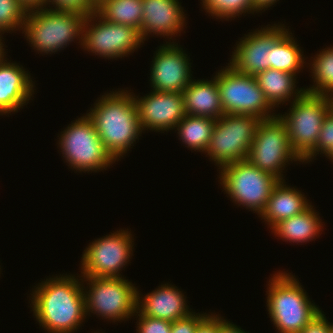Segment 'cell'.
Listing matches in <instances>:
<instances>
[{
  "label": "cell",
  "mask_w": 333,
  "mask_h": 333,
  "mask_svg": "<svg viewBox=\"0 0 333 333\" xmlns=\"http://www.w3.org/2000/svg\"><path fill=\"white\" fill-rule=\"evenodd\" d=\"M77 277L81 278L72 274L50 277L30 293L33 316L48 333L77 332L86 319L84 282Z\"/></svg>",
  "instance_id": "6da1fadb"
},
{
  "label": "cell",
  "mask_w": 333,
  "mask_h": 333,
  "mask_svg": "<svg viewBox=\"0 0 333 333\" xmlns=\"http://www.w3.org/2000/svg\"><path fill=\"white\" fill-rule=\"evenodd\" d=\"M86 113L92 120L104 147L119 161L130 151L143 132L132 92L110 91Z\"/></svg>",
  "instance_id": "7a4b0ae2"
},
{
  "label": "cell",
  "mask_w": 333,
  "mask_h": 333,
  "mask_svg": "<svg viewBox=\"0 0 333 333\" xmlns=\"http://www.w3.org/2000/svg\"><path fill=\"white\" fill-rule=\"evenodd\" d=\"M294 277L278 271L268 281L267 311L279 333H300L321 311Z\"/></svg>",
  "instance_id": "3957f363"
},
{
  "label": "cell",
  "mask_w": 333,
  "mask_h": 333,
  "mask_svg": "<svg viewBox=\"0 0 333 333\" xmlns=\"http://www.w3.org/2000/svg\"><path fill=\"white\" fill-rule=\"evenodd\" d=\"M87 14L43 7L28 10L22 34L38 54H51L75 39L83 45V24Z\"/></svg>",
  "instance_id": "277c9868"
},
{
  "label": "cell",
  "mask_w": 333,
  "mask_h": 333,
  "mask_svg": "<svg viewBox=\"0 0 333 333\" xmlns=\"http://www.w3.org/2000/svg\"><path fill=\"white\" fill-rule=\"evenodd\" d=\"M58 145L71 169L80 172L107 170L115 159L104 147L87 114L69 124L60 134Z\"/></svg>",
  "instance_id": "5b68a950"
},
{
  "label": "cell",
  "mask_w": 333,
  "mask_h": 333,
  "mask_svg": "<svg viewBox=\"0 0 333 333\" xmlns=\"http://www.w3.org/2000/svg\"><path fill=\"white\" fill-rule=\"evenodd\" d=\"M291 104L288 113L277 115L285 123L293 152L302 161L316 146L324 117L333 108V102L332 97L304 92Z\"/></svg>",
  "instance_id": "8992f818"
},
{
  "label": "cell",
  "mask_w": 333,
  "mask_h": 333,
  "mask_svg": "<svg viewBox=\"0 0 333 333\" xmlns=\"http://www.w3.org/2000/svg\"><path fill=\"white\" fill-rule=\"evenodd\" d=\"M81 277L89 286L86 289L83 285L86 316L91 312L114 323L135 316L138 289L131 281L124 277Z\"/></svg>",
  "instance_id": "52a82bcc"
},
{
  "label": "cell",
  "mask_w": 333,
  "mask_h": 333,
  "mask_svg": "<svg viewBox=\"0 0 333 333\" xmlns=\"http://www.w3.org/2000/svg\"><path fill=\"white\" fill-rule=\"evenodd\" d=\"M220 186L232 202L256 212L264 210L273 187L279 180L260 170L247 159L222 166L219 170Z\"/></svg>",
  "instance_id": "ba28073f"
},
{
  "label": "cell",
  "mask_w": 333,
  "mask_h": 333,
  "mask_svg": "<svg viewBox=\"0 0 333 333\" xmlns=\"http://www.w3.org/2000/svg\"><path fill=\"white\" fill-rule=\"evenodd\" d=\"M262 119L254 115L224 114L218 119L205 153L220 169L246 160L251 144Z\"/></svg>",
  "instance_id": "9c48e42d"
},
{
  "label": "cell",
  "mask_w": 333,
  "mask_h": 333,
  "mask_svg": "<svg viewBox=\"0 0 333 333\" xmlns=\"http://www.w3.org/2000/svg\"><path fill=\"white\" fill-rule=\"evenodd\" d=\"M247 160L279 181H285V165L302 162L293 152L285 123L278 115L260 121Z\"/></svg>",
  "instance_id": "30bf717a"
},
{
  "label": "cell",
  "mask_w": 333,
  "mask_h": 333,
  "mask_svg": "<svg viewBox=\"0 0 333 333\" xmlns=\"http://www.w3.org/2000/svg\"><path fill=\"white\" fill-rule=\"evenodd\" d=\"M214 77L217 80L224 114L254 115L260 119L277 115L265 98L255 76L239 73L228 64L216 72Z\"/></svg>",
  "instance_id": "8fae6325"
},
{
  "label": "cell",
  "mask_w": 333,
  "mask_h": 333,
  "mask_svg": "<svg viewBox=\"0 0 333 333\" xmlns=\"http://www.w3.org/2000/svg\"><path fill=\"white\" fill-rule=\"evenodd\" d=\"M142 43L144 41L138 29L108 22L96 12L88 14L84 20L83 49L104 59L126 57L137 50Z\"/></svg>",
  "instance_id": "7c38bea8"
},
{
  "label": "cell",
  "mask_w": 333,
  "mask_h": 333,
  "mask_svg": "<svg viewBox=\"0 0 333 333\" xmlns=\"http://www.w3.org/2000/svg\"><path fill=\"white\" fill-rule=\"evenodd\" d=\"M132 238L128 229H120L88 244L81 257V276L122 278L120 272L133 256Z\"/></svg>",
  "instance_id": "4fadbf2b"
},
{
  "label": "cell",
  "mask_w": 333,
  "mask_h": 333,
  "mask_svg": "<svg viewBox=\"0 0 333 333\" xmlns=\"http://www.w3.org/2000/svg\"><path fill=\"white\" fill-rule=\"evenodd\" d=\"M288 30L284 24L274 23L245 34L235 45L228 64L237 72L250 76L267 70L271 48Z\"/></svg>",
  "instance_id": "5bb4252c"
},
{
  "label": "cell",
  "mask_w": 333,
  "mask_h": 333,
  "mask_svg": "<svg viewBox=\"0 0 333 333\" xmlns=\"http://www.w3.org/2000/svg\"><path fill=\"white\" fill-rule=\"evenodd\" d=\"M190 58L176 42H166L157 49L150 68L153 91L183 92L192 79Z\"/></svg>",
  "instance_id": "9a60e30c"
},
{
  "label": "cell",
  "mask_w": 333,
  "mask_h": 333,
  "mask_svg": "<svg viewBox=\"0 0 333 333\" xmlns=\"http://www.w3.org/2000/svg\"><path fill=\"white\" fill-rule=\"evenodd\" d=\"M151 91L140 98L133 94L142 130L162 133L175 129L186 115L182 93Z\"/></svg>",
  "instance_id": "2e32d148"
},
{
  "label": "cell",
  "mask_w": 333,
  "mask_h": 333,
  "mask_svg": "<svg viewBox=\"0 0 333 333\" xmlns=\"http://www.w3.org/2000/svg\"><path fill=\"white\" fill-rule=\"evenodd\" d=\"M143 18L140 36L145 41L154 34L159 37L180 36L186 24V14L179 0H142ZM185 16V17H184ZM170 36V38H169Z\"/></svg>",
  "instance_id": "e0dca14e"
},
{
  "label": "cell",
  "mask_w": 333,
  "mask_h": 333,
  "mask_svg": "<svg viewBox=\"0 0 333 333\" xmlns=\"http://www.w3.org/2000/svg\"><path fill=\"white\" fill-rule=\"evenodd\" d=\"M24 67L4 60L0 63V115L18 112L34 94V82Z\"/></svg>",
  "instance_id": "ac0fdd59"
},
{
  "label": "cell",
  "mask_w": 333,
  "mask_h": 333,
  "mask_svg": "<svg viewBox=\"0 0 333 333\" xmlns=\"http://www.w3.org/2000/svg\"><path fill=\"white\" fill-rule=\"evenodd\" d=\"M140 295L137 290V310L144 316L173 322L193 313L184 293L172 284H162L143 298Z\"/></svg>",
  "instance_id": "d6986e66"
},
{
  "label": "cell",
  "mask_w": 333,
  "mask_h": 333,
  "mask_svg": "<svg viewBox=\"0 0 333 333\" xmlns=\"http://www.w3.org/2000/svg\"><path fill=\"white\" fill-rule=\"evenodd\" d=\"M285 183L279 181L273 187L267 205L259 215L270 229L282 220L303 213L311 206L309 199L301 191Z\"/></svg>",
  "instance_id": "ffe728a7"
},
{
  "label": "cell",
  "mask_w": 333,
  "mask_h": 333,
  "mask_svg": "<svg viewBox=\"0 0 333 333\" xmlns=\"http://www.w3.org/2000/svg\"><path fill=\"white\" fill-rule=\"evenodd\" d=\"M212 78L209 81L194 79L182 92L186 114L213 119L224 115L217 80Z\"/></svg>",
  "instance_id": "44dd1931"
},
{
  "label": "cell",
  "mask_w": 333,
  "mask_h": 333,
  "mask_svg": "<svg viewBox=\"0 0 333 333\" xmlns=\"http://www.w3.org/2000/svg\"><path fill=\"white\" fill-rule=\"evenodd\" d=\"M311 205L303 213L277 223L271 230L275 237L290 243H307L316 240L323 231V222L319 213Z\"/></svg>",
  "instance_id": "7402d4cb"
},
{
  "label": "cell",
  "mask_w": 333,
  "mask_h": 333,
  "mask_svg": "<svg viewBox=\"0 0 333 333\" xmlns=\"http://www.w3.org/2000/svg\"><path fill=\"white\" fill-rule=\"evenodd\" d=\"M255 77L265 98L273 108L288 101L291 103V99L296 100L305 92L304 87L296 89L295 74L268 68Z\"/></svg>",
  "instance_id": "603a6c76"
},
{
  "label": "cell",
  "mask_w": 333,
  "mask_h": 333,
  "mask_svg": "<svg viewBox=\"0 0 333 333\" xmlns=\"http://www.w3.org/2000/svg\"><path fill=\"white\" fill-rule=\"evenodd\" d=\"M216 119L186 114L185 117L176 125L179 140H182L185 147L197 152H205L210 143L212 131Z\"/></svg>",
  "instance_id": "cb8c5ba5"
},
{
  "label": "cell",
  "mask_w": 333,
  "mask_h": 333,
  "mask_svg": "<svg viewBox=\"0 0 333 333\" xmlns=\"http://www.w3.org/2000/svg\"><path fill=\"white\" fill-rule=\"evenodd\" d=\"M270 52V68L272 69L297 75L306 65L303 51L289 30L273 45Z\"/></svg>",
  "instance_id": "d4e9b609"
},
{
  "label": "cell",
  "mask_w": 333,
  "mask_h": 333,
  "mask_svg": "<svg viewBox=\"0 0 333 333\" xmlns=\"http://www.w3.org/2000/svg\"><path fill=\"white\" fill-rule=\"evenodd\" d=\"M142 8V0H106L95 9V12L108 22L128 25L140 32Z\"/></svg>",
  "instance_id": "484cf974"
},
{
  "label": "cell",
  "mask_w": 333,
  "mask_h": 333,
  "mask_svg": "<svg viewBox=\"0 0 333 333\" xmlns=\"http://www.w3.org/2000/svg\"><path fill=\"white\" fill-rule=\"evenodd\" d=\"M309 64L313 86L306 93L333 97V46L319 51Z\"/></svg>",
  "instance_id": "4316f807"
},
{
  "label": "cell",
  "mask_w": 333,
  "mask_h": 333,
  "mask_svg": "<svg viewBox=\"0 0 333 333\" xmlns=\"http://www.w3.org/2000/svg\"><path fill=\"white\" fill-rule=\"evenodd\" d=\"M206 13L216 19L229 21L232 18H239L240 15L254 14L253 0H201ZM229 19V20H228Z\"/></svg>",
  "instance_id": "83f0119b"
},
{
  "label": "cell",
  "mask_w": 333,
  "mask_h": 333,
  "mask_svg": "<svg viewBox=\"0 0 333 333\" xmlns=\"http://www.w3.org/2000/svg\"><path fill=\"white\" fill-rule=\"evenodd\" d=\"M28 9L18 0H0V31L22 30Z\"/></svg>",
  "instance_id": "f1b7e54d"
},
{
  "label": "cell",
  "mask_w": 333,
  "mask_h": 333,
  "mask_svg": "<svg viewBox=\"0 0 333 333\" xmlns=\"http://www.w3.org/2000/svg\"><path fill=\"white\" fill-rule=\"evenodd\" d=\"M333 150V108L324 117L319 138L314 149L302 160V163H310L317 154L327 156Z\"/></svg>",
  "instance_id": "f546056e"
},
{
  "label": "cell",
  "mask_w": 333,
  "mask_h": 333,
  "mask_svg": "<svg viewBox=\"0 0 333 333\" xmlns=\"http://www.w3.org/2000/svg\"><path fill=\"white\" fill-rule=\"evenodd\" d=\"M135 315L139 317L136 333H171V321L144 316L138 310Z\"/></svg>",
  "instance_id": "4dcf8cb0"
},
{
  "label": "cell",
  "mask_w": 333,
  "mask_h": 333,
  "mask_svg": "<svg viewBox=\"0 0 333 333\" xmlns=\"http://www.w3.org/2000/svg\"><path fill=\"white\" fill-rule=\"evenodd\" d=\"M50 4L53 6H50ZM46 6L54 10L75 11L87 15L95 12L89 0H46Z\"/></svg>",
  "instance_id": "1f68e13d"
},
{
  "label": "cell",
  "mask_w": 333,
  "mask_h": 333,
  "mask_svg": "<svg viewBox=\"0 0 333 333\" xmlns=\"http://www.w3.org/2000/svg\"><path fill=\"white\" fill-rule=\"evenodd\" d=\"M206 315L199 312L172 322L171 333H195L198 322Z\"/></svg>",
  "instance_id": "d6a6232c"
},
{
  "label": "cell",
  "mask_w": 333,
  "mask_h": 333,
  "mask_svg": "<svg viewBox=\"0 0 333 333\" xmlns=\"http://www.w3.org/2000/svg\"><path fill=\"white\" fill-rule=\"evenodd\" d=\"M332 324L322 310L301 330L300 333H331Z\"/></svg>",
  "instance_id": "836d02e7"
},
{
  "label": "cell",
  "mask_w": 333,
  "mask_h": 333,
  "mask_svg": "<svg viewBox=\"0 0 333 333\" xmlns=\"http://www.w3.org/2000/svg\"><path fill=\"white\" fill-rule=\"evenodd\" d=\"M219 315L206 314L197 324L195 333H218Z\"/></svg>",
  "instance_id": "e575fe53"
},
{
  "label": "cell",
  "mask_w": 333,
  "mask_h": 333,
  "mask_svg": "<svg viewBox=\"0 0 333 333\" xmlns=\"http://www.w3.org/2000/svg\"><path fill=\"white\" fill-rule=\"evenodd\" d=\"M218 333H249L244 331L243 329L236 324L224 319L223 317L219 316V327Z\"/></svg>",
  "instance_id": "d590c367"
},
{
  "label": "cell",
  "mask_w": 333,
  "mask_h": 333,
  "mask_svg": "<svg viewBox=\"0 0 333 333\" xmlns=\"http://www.w3.org/2000/svg\"><path fill=\"white\" fill-rule=\"evenodd\" d=\"M279 0H253L254 10L256 13L261 12L262 10L265 11Z\"/></svg>",
  "instance_id": "8d00e7d4"
},
{
  "label": "cell",
  "mask_w": 333,
  "mask_h": 333,
  "mask_svg": "<svg viewBox=\"0 0 333 333\" xmlns=\"http://www.w3.org/2000/svg\"><path fill=\"white\" fill-rule=\"evenodd\" d=\"M28 10L46 7V0H18Z\"/></svg>",
  "instance_id": "74e56055"
},
{
  "label": "cell",
  "mask_w": 333,
  "mask_h": 333,
  "mask_svg": "<svg viewBox=\"0 0 333 333\" xmlns=\"http://www.w3.org/2000/svg\"><path fill=\"white\" fill-rule=\"evenodd\" d=\"M0 63H2L5 59H7L5 56H6V51H5V49L3 48L5 45H4V43H3V40L2 39H4L3 37H2V34H4V32H2V31H0ZM5 51V52H4Z\"/></svg>",
  "instance_id": "f35d334b"
},
{
  "label": "cell",
  "mask_w": 333,
  "mask_h": 333,
  "mask_svg": "<svg viewBox=\"0 0 333 333\" xmlns=\"http://www.w3.org/2000/svg\"><path fill=\"white\" fill-rule=\"evenodd\" d=\"M104 1L106 0H89L90 5L96 9L97 7H99Z\"/></svg>",
  "instance_id": "ab89813d"
},
{
  "label": "cell",
  "mask_w": 333,
  "mask_h": 333,
  "mask_svg": "<svg viewBox=\"0 0 333 333\" xmlns=\"http://www.w3.org/2000/svg\"><path fill=\"white\" fill-rule=\"evenodd\" d=\"M326 157L333 162V150Z\"/></svg>",
  "instance_id": "60d3db41"
},
{
  "label": "cell",
  "mask_w": 333,
  "mask_h": 333,
  "mask_svg": "<svg viewBox=\"0 0 333 333\" xmlns=\"http://www.w3.org/2000/svg\"><path fill=\"white\" fill-rule=\"evenodd\" d=\"M331 333H333V323H332V326H331Z\"/></svg>",
  "instance_id": "b9f144b4"
}]
</instances>
